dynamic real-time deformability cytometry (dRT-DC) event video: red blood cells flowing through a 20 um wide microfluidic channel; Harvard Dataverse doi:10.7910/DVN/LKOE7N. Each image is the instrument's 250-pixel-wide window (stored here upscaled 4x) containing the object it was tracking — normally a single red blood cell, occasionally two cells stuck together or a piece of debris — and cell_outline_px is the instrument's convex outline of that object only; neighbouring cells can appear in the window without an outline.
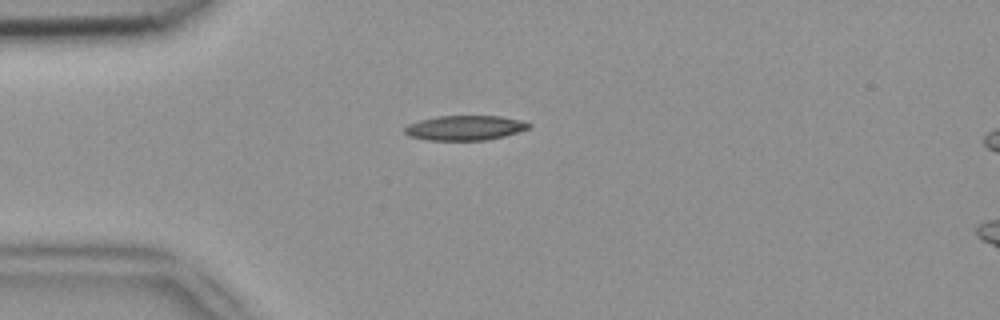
{"species": "common noctule bat (a hibernating species)", "species_latin": "Nyctalus noctula", "temperature_condition": "room temperature", "stored_images_in_passage": 39, "camera_frame_rate_fps": 3000, "um_per_image_px": 0.085, "animal": {"sex": "female", "body_mass_g": 18.4}, "frame": {"image": 1, "passage_image": 1, "time_ms": 0.0, "image_size_px": [1000, 320], "cell_outline_px": [[532, 128], [504, 136], [484, 140], [428, 140], [408, 136], [404, 132], [404, 128], [408, 124], [420, 120], [436, 116], [500, 116], [524, 120], [532, 124]], "centroid_in_image_um": [39.55, 10.86], "position_along_channel_um": 45.4, "area_um2": 18.09}}
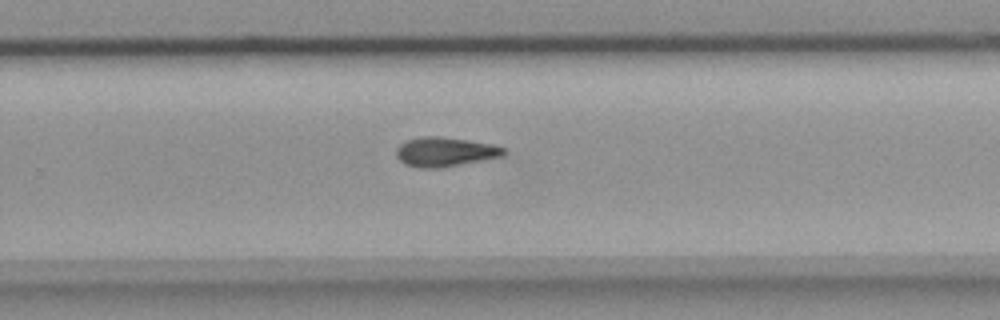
{"frame": {"image": 2, "passage_image": 21, "time_ms": 6.667, "image_size_px": [1000, 320], "cell_outline_px": [[508, 152], [504, 156], [436, 168], [420, 168], [404, 164], [396, 156], [396, 148], [404, 140], [420, 136], [440, 136], [496, 144], [508, 148]], "centroid_in_image_um": [37.85, 12.88], "position_along_channel_um": 291.9, "area_um2": 18.67}}
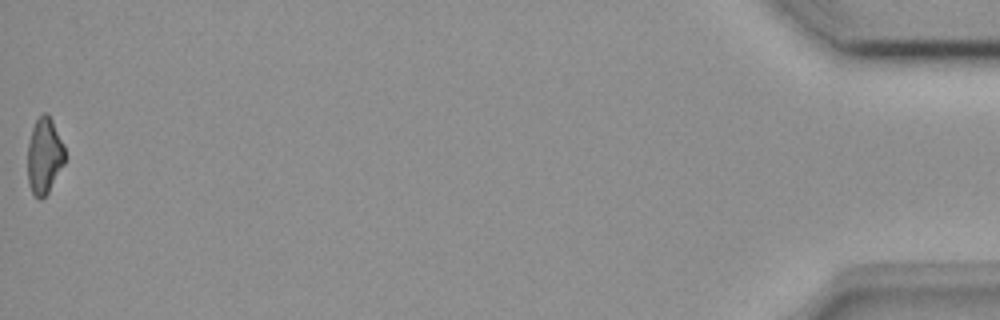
{"frame": {"image": 3, "passage_image": 39, "time_ms": 12.667, "image_size_px": [1000, 320], "cell_outline_px": [[68, 156], [64, 164], [48, 192], [40, 200], [32, 192], [28, 184], [28, 144], [32, 128], [36, 120], [44, 112], [48, 112], [64, 144]], "centroid_in_image_um": [3.8, 13.23], "position_along_channel_um": 431.4, "area_um2": 16.7}, "authors_computed_cell_mechanics": {"area_um2": 17.918, "velocity_mm_per_s": 3.9666, "shape_relaxation_time_tau1_ms": null, "shape_relaxation_time_tau2_ms": 10.0568, "deformation_change_tau1": null, "deformation_change_tau2": 0.229}}